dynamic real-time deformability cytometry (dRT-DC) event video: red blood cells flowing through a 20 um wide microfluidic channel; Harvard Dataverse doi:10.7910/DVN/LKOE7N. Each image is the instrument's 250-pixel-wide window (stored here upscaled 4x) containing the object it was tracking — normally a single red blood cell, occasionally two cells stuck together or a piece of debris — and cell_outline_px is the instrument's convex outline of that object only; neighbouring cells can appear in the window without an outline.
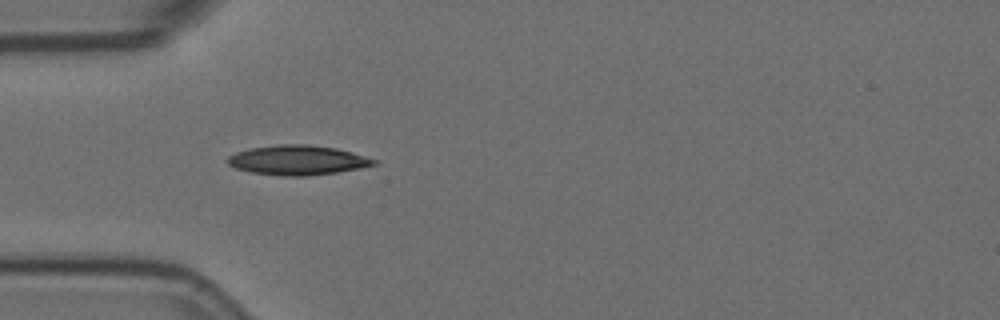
{"species": "Egyptian fruit bat (a non-hibernating species)", "species_latin": "Rousettus aegyptiacus", "temperature_condition": "room temperature", "stored_images_in_passage": 9, "camera_frame_rate_fps": 3000, "um_per_image_px": 0.085, "animal": {"sex": "female"}, "frame": {"image": 1, "passage_image": 4, "time_ms": 1.0, "image_size_px": [1000, 320], "cell_outline_px": [[380, 160], [376, 164], [360, 168], [336, 172], [308, 176], [284, 176], [252, 172], [236, 168], [228, 164], [224, 160], [228, 156], [236, 152], [248, 148], [276, 144], [308, 144], [336, 148], [352, 152]], "centroid_in_image_um": [25.29, 13.6], "position_along_channel_um": 59.7, "area_um2": 25.49}}
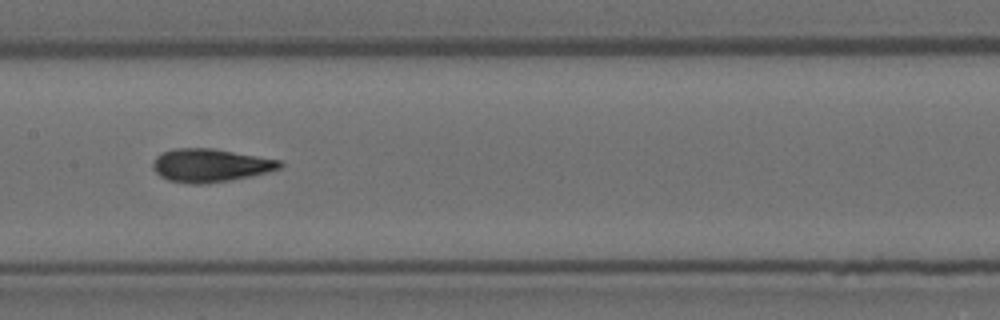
{"frame": {"image": 2, "passage_image": 7, "time_ms": 2.0, "image_size_px": [1000, 320], "cell_outline_px": [[284, 164], [280, 168], [268, 172], [252, 176], [232, 180], [204, 184], [188, 184], [168, 180], [160, 176], [152, 168], [152, 164], [156, 156], [172, 148], [212, 148], [280, 160]], "centroid_in_image_um": [17.86, 14.06], "position_along_channel_um": 189.5, "area_um2": 24.68}}
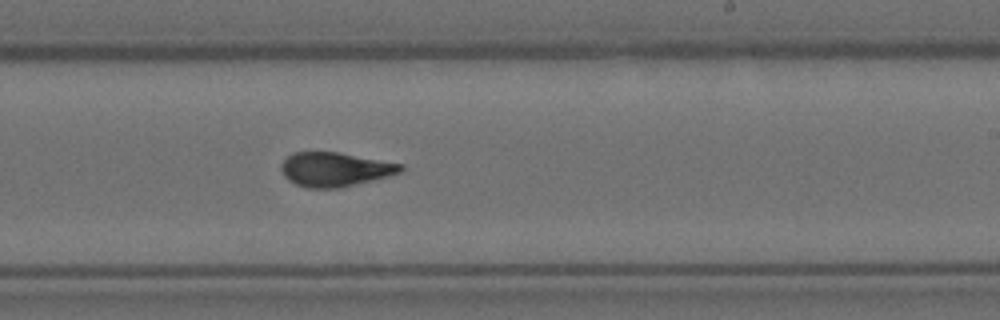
{"frame": {"image": 3, "passage_image": 9, "time_ms": 2.667, "image_size_px": [1000, 320], "cell_outline_px": [[404, 168], [400, 172], [388, 176], [340, 188], [308, 188], [296, 184], [288, 180], [284, 176], [280, 168], [280, 164], [292, 152], [336, 152], [404, 164]], "centroid_in_image_um": [28.45, 14.4], "position_along_channel_um": 260.6, "area_um2": 23.7}}